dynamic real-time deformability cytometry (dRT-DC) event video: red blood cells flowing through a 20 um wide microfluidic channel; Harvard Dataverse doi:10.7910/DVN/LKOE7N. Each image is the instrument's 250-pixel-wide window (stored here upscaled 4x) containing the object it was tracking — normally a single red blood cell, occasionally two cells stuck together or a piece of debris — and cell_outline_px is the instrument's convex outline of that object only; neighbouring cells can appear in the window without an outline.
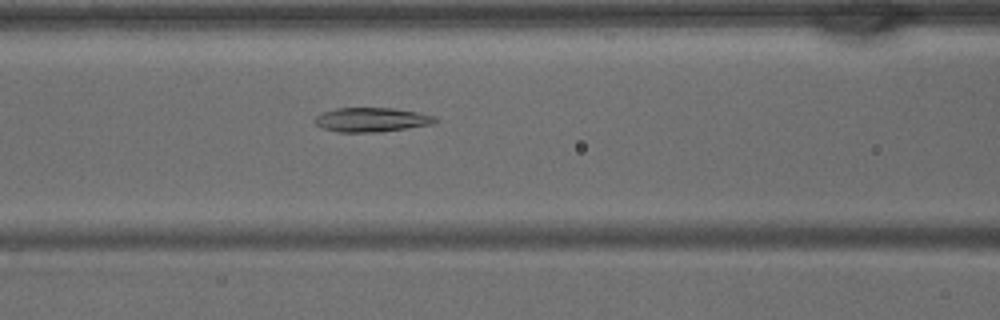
{"species": "common noctule bat (a hibernating species)", "species_latin": "Nyctalus noctula", "temperature_condition": "warm", "stored_images_in_passage": 26, "camera_frame_rate_fps": 3000, "um_per_image_px": 0.085, "animal": {"sex": "male", "body_mass_g": 15.6}, "frame": {"image": 1, "passage_image": 7, "time_ms": 2.0, "image_size_px": [1000, 320], "cell_outline_px": [[440, 120], [436, 124], [380, 132], [336, 132], [324, 128], [316, 124], [312, 120], [316, 116], [324, 112], [336, 108], [392, 108], [416, 112], [432, 116]], "centroid_in_image_um": [31.6, 10.18], "position_along_channel_um": 135.0, "area_um2": 17.05}}
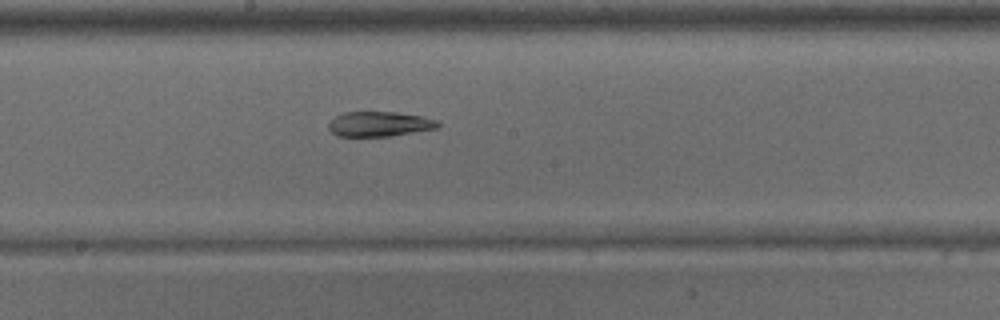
{"frame": {"image": 2, "passage_image": 12, "time_ms": 3.667, "image_size_px": [1000, 320], "cell_outline_px": [[440, 128], [392, 136], [336, 136], [328, 128], [328, 124], [336, 116], [344, 112], [396, 112], [420, 116], [440, 120]], "centroid_in_image_um": [32.3, 10.55], "position_along_channel_um": 215.9, "area_um2": 16.01}}
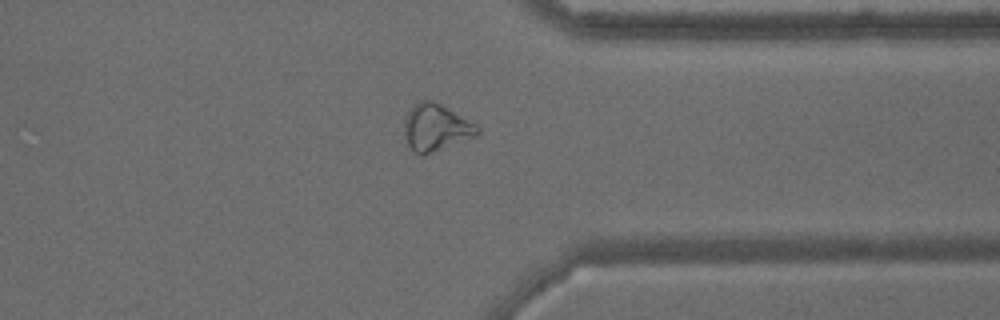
{"frame": {"image": 3, "passage_image": 22, "time_ms": 7.0, "image_size_px": [1000, 320], "cell_outline_px": [[480, 132], [476, 136], [420, 156], [408, 144], [404, 136], [404, 120], [408, 112], [420, 100], [432, 100], [440, 104], [476, 124], [480, 128]], "centroid_in_image_um": [37.05, 10.83], "position_along_channel_um": 374.4, "area_um2": 19.59}}